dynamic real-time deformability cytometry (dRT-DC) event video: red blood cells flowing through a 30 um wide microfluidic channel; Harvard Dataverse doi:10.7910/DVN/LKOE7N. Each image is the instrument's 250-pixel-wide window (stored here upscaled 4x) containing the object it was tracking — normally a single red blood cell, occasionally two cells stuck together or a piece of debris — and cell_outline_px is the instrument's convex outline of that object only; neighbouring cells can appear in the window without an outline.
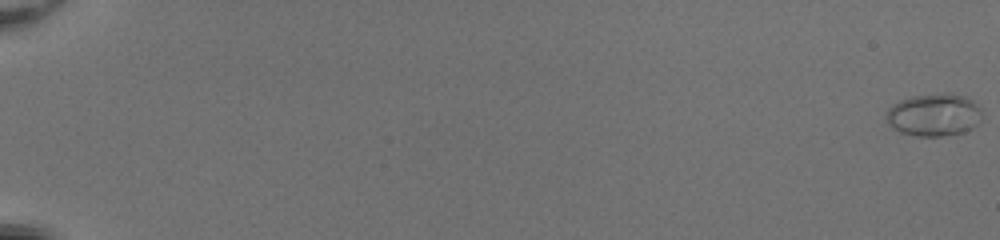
{"species": "common noctule bat (a hibernating species)", "species_latin": "Nyctalus noctula", "temperature_condition": "room temperature", "stored_images_in_passage": 55, "camera_frame_rate_fps": 3000, "um_per_image_px": 0.085, "animal": {"sex": "female", "body_mass_g": 20.0, "forearm_length_mm": 54.0}, "frame": {"image": 1, "passage_image": 1, "time_ms": 0.0, "image_size_px": [1000, 240], "cell_outline_px": [[980, 120], [972, 128], [964, 132], [940, 136], [916, 136], [900, 132], [892, 128], [888, 124], [884, 116], [884, 112], [892, 104], [900, 100], [912, 96], [948, 92], [964, 96], [972, 100], [980, 108]], "centroid_in_image_um": [79.33, 9.75], "position_along_channel_um": 5.7, "area_um2": 23.99}}
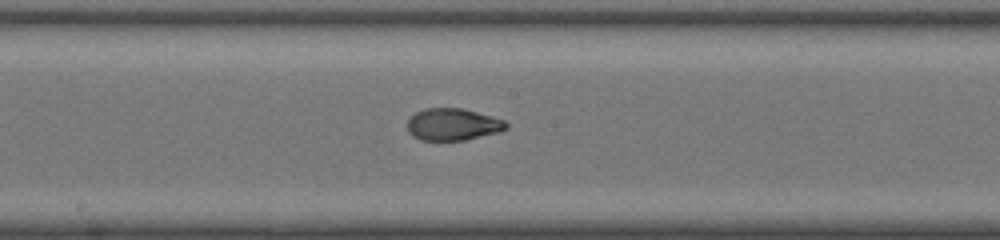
{"frame": {"image": 2, "passage_image": 33, "time_ms": 10.667, "image_size_px": [1000, 240], "cell_outline_px": [[508, 128], [500, 132], [464, 140], [420, 140], [412, 136], [408, 132], [408, 120], [416, 112], [424, 108], [464, 108], [492, 116], [504, 120], [508, 124]], "centroid_in_image_um": [38.5, 10.57], "position_along_channel_um": 209.7, "area_um2": 18.55}}
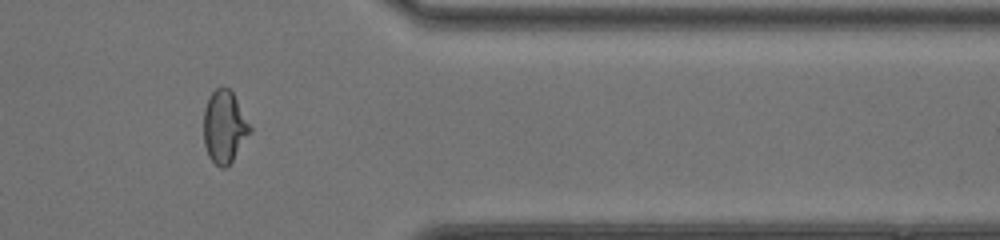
{"frame": {"image": 3, "passage_image": 47, "time_ms": 15.333, "image_size_px": [1000, 240], "cell_outline_px": [[252, 132], [232, 160], [224, 168], [220, 168], [208, 156], [204, 144], [204, 108], [208, 96], [216, 88], [228, 88], [232, 92], [252, 128]], "centroid_in_image_um": [19.06, 10.78], "position_along_channel_um": 392.3, "area_um2": 19.42}, "authors_computed_cell_mechanics": {"area_um2": 19.4208, "velocity_mm_per_s": 4.122, "shape_relaxation_time_tau1_ms": 9.797, "shape_relaxation_time_tau2_ms": 0.6711, "deformation_change_tau1": 0.3429, "deformation_change_tau2": 0.0563}}